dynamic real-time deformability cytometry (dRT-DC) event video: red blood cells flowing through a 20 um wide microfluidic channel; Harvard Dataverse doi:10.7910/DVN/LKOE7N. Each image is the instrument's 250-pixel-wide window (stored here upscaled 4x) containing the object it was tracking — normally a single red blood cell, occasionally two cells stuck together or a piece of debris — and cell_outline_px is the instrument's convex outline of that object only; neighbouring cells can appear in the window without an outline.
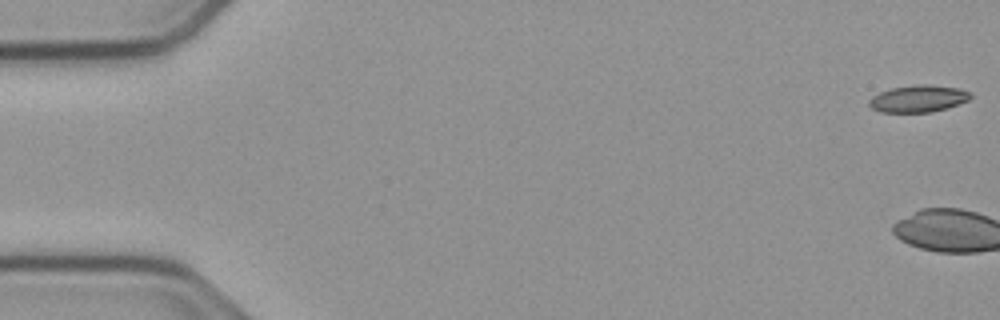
{"species": "common noctule bat (a hibernating species)", "species_latin": "Nyctalus noctula", "temperature_condition": "cold", "stored_images_in_passage": 3, "camera_frame_rate_fps": 3000, "um_per_image_px": 0.085, "animal": {"sex": "male", "body_mass_g": 23.1, "forearm_length_mm": 52.7}, "frame": {"image": 1, "passage_image": 1, "time_ms": 0.0, "image_size_px": [1000, 320], "cell_outline_px": [[972, 96], [968, 100], [948, 108], [932, 112], [880, 112], [872, 108], [868, 104], [868, 100], [872, 96], [880, 92], [892, 88], [920, 84], [924, 84], [960, 88], [972, 92]], "centroid_in_image_um": [78.07, 8.39], "position_along_channel_um": 6.9, "area_um2": 16.01}}